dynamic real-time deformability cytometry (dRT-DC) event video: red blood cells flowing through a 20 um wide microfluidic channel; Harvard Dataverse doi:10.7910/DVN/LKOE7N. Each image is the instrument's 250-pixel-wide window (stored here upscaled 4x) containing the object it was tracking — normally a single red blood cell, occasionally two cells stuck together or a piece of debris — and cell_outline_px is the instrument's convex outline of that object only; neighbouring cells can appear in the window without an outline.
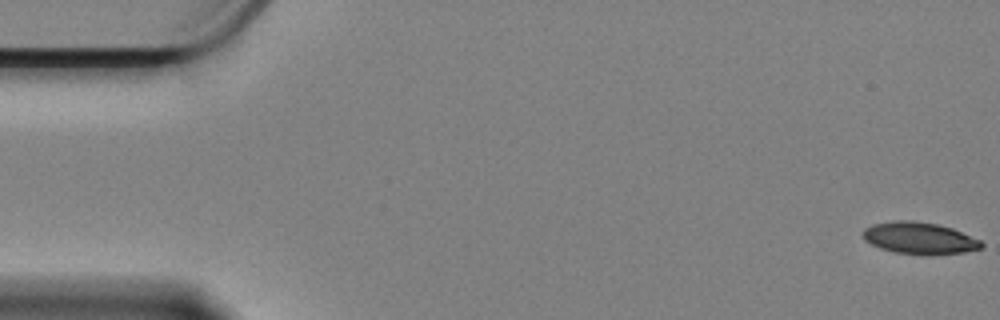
{"species": "Egyptian fruit bat (a non-hibernating species)", "species_latin": "Rousettus aegyptiacus", "temperature_condition": "cold", "stored_images_in_passage": 59, "camera_frame_rate_fps": 3000, "um_per_image_px": 0.085, "animal": {"sex": "female"}, "frame": {"image": 1, "passage_image": 1, "time_ms": 0.0, "image_size_px": [1000, 320], "cell_outline_px": [[984, 244], [980, 248], [964, 252], [896, 252], [880, 248], [864, 240], [864, 228], [872, 224], [896, 220], [912, 220], [936, 224], [952, 228], [980, 240]], "centroid_in_image_um": [78.11, 20.19], "position_along_channel_um": 6.9, "area_um2": 20.98}}
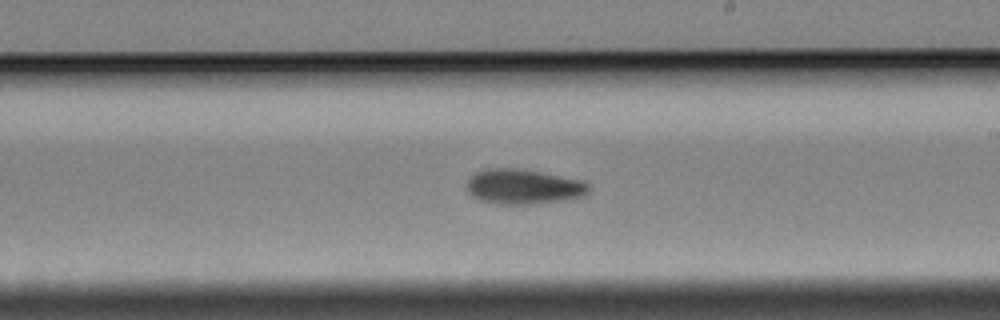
{"frame": {"image": 2, "passage_image": 34, "time_ms": 11.0, "image_size_px": [1000, 320], "cell_outline_px": [[588, 192], [584, 196], [564, 200], [532, 204], [496, 204], [480, 200], [472, 196], [468, 192], [468, 180], [476, 172], [484, 168], [520, 168], [584, 180], [588, 184]], "centroid_in_image_um": [44.5, 15.86], "position_along_channel_um": 244.5, "area_um2": 24.97}}
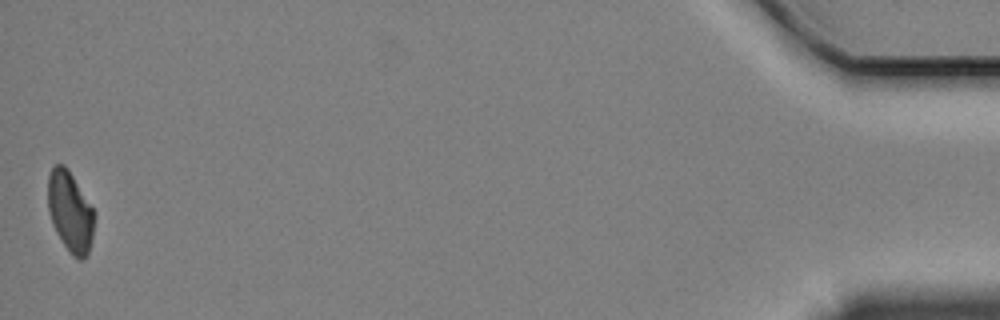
{"frame": {"image": 3, "passage_image": 59, "time_ms": 19.333, "image_size_px": [1000, 320], "cell_outline_px": [[96, 212], [92, 236], [88, 252], [84, 260], [80, 260], [72, 256], [68, 252], [56, 232], [52, 224], [48, 212], [48, 176], [52, 168], [56, 164], [64, 164], [68, 168]], "centroid_in_image_um": [5.97, 18.0], "position_along_channel_um": 429.2, "area_um2": 22.08}, "authors_computed_cell_mechanics": {"area_um2": 23.0622, "velocity_mm_per_s": 3.3567, "shape_relaxation_time_tau1_ms": 8.1101, "shape_relaxation_time_tau2_ms": null, "deformation_change_tau1": 0.1557, "deformation_change_tau2": null}}